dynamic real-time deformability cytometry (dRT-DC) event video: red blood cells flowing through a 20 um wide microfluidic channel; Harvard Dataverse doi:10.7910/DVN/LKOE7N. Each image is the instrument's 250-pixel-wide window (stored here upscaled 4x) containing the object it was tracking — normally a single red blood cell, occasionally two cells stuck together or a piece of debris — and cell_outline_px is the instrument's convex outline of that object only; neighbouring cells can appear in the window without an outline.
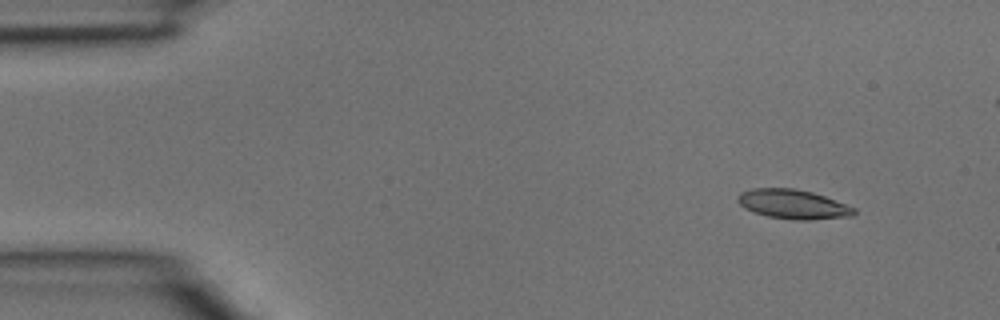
{"species": "common noctule bat (a hibernating species)", "species_latin": "Nyctalus noctula", "temperature_condition": "room temperature", "stored_images_in_passage": 4, "camera_frame_rate_fps": 3000, "um_per_image_px": 0.085, "animal": {"sex": "male", "body_mass_g": 15.6}, "frame": {"image": 1, "passage_image": 1, "time_ms": 0.0, "image_size_px": [1000, 320], "cell_outline_px": [[856, 212], [852, 216], [812, 220], [796, 220], [768, 216], [744, 208], [736, 200], [736, 196], [740, 192], [752, 188], [792, 188], [812, 192], [824, 196], [856, 208]], "centroid_in_image_um": [67.39, 17.35], "position_along_channel_um": 17.6, "area_um2": 19.88}}